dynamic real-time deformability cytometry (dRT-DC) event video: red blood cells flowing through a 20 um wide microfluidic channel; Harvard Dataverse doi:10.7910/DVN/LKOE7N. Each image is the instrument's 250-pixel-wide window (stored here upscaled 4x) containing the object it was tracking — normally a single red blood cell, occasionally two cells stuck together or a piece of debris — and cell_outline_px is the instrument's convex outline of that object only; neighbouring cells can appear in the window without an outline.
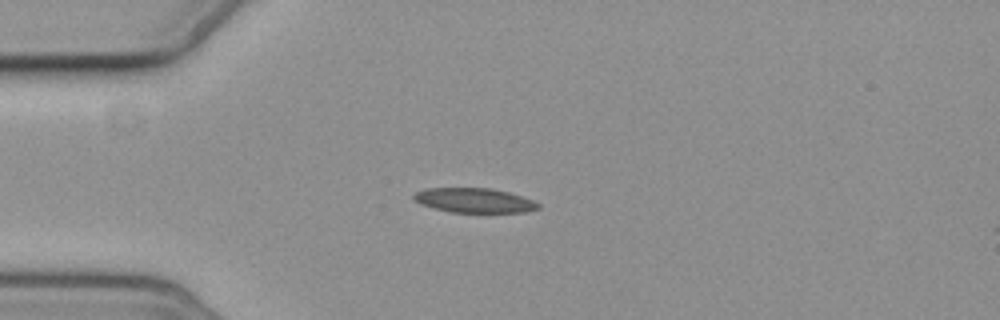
{"species": "common noctule bat (a hibernating species)", "species_latin": "Nyctalus noctula", "temperature_condition": "cold", "stored_images_in_passage": 1, "camera_frame_rate_fps": 3000, "um_per_image_px": 0.085, "animal": {"sex": "female", "body_mass_g": 19.3, "forearm_length_mm": 54.1}, "frame": {"image": 1, "passage_image": 1, "time_ms": 0.0, "image_size_px": [1000, 320], "cell_outline_px": [[540, 208], [524, 212], [452, 212], [420, 204], [412, 200], [412, 196], [416, 192], [424, 188], [492, 188], [508, 192], [532, 200], [540, 204]], "centroid_in_image_um": [40.28, 17.02], "position_along_channel_um": 44.7, "area_um2": 17.74}}